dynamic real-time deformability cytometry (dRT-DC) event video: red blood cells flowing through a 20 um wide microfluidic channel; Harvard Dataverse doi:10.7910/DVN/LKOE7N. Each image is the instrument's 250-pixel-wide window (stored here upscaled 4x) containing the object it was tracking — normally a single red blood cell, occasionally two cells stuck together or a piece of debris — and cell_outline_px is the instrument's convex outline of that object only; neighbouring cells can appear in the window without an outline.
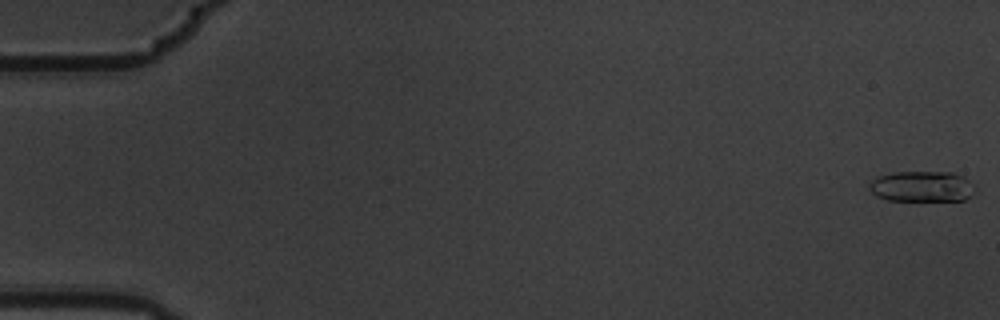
{"species": "common noctule bat (a hibernating species)", "species_latin": "Nyctalus noctula", "temperature_condition": "warm", "stored_images_in_passage": 5, "camera_frame_rate_fps": 3000, "um_per_image_px": 0.085, "animal": {"sex": "male", "body_mass_g": 19.5, "forearm_length_mm": 54.6}, "frame": {"image": 1, "passage_image": 1, "time_ms": 0.0, "image_size_px": [1000, 320], "cell_outline_px": [[976, 192], [972, 196], [964, 200], [888, 200], [876, 196], [868, 188], [868, 184], [876, 176], [892, 172], [952, 172], [964, 176], [976, 188]], "centroid_in_image_um": [78.37, 15.84], "position_along_channel_um": 6.6, "area_um2": 19.19}}